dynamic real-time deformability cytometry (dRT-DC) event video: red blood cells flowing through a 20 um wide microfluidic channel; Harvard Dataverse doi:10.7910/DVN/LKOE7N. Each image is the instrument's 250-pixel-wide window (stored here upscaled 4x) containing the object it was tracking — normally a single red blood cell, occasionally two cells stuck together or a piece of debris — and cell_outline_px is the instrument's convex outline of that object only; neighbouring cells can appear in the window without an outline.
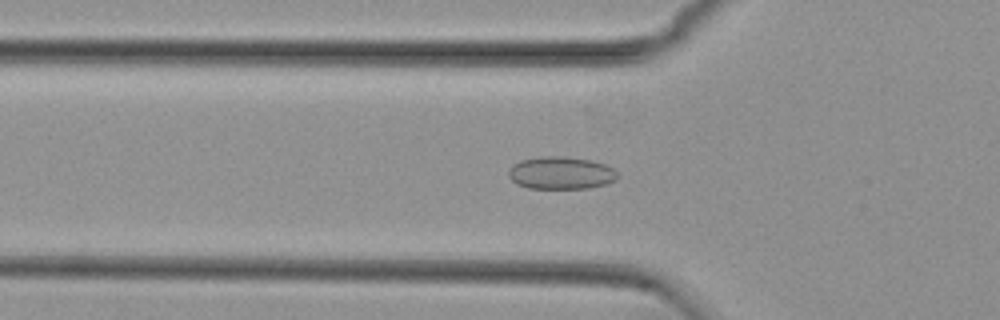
{"species": "common noctule bat (a hibernating species)", "species_latin": "Nyctalus noctula", "temperature_condition": "cold", "stored_images_in_passage": 53, "camera_frame_rate_fps": 3000, "um_per_image_px": 0.085, "animal": {"sex": "female", "body_mass_g": 29.2, "forearm_length_mm": 56.3}, "frame": {"image": 1, "passage_image": 17, "time_ms": 5.333, "image_size_px": [1000, 320], "cell_outline_px": [[620, 176], [616, 180], [604, 184], [588, 188], [528, 188], [516, 184], [508, 176], [508, 172], [512, 164], [520, 160], [540, 156], [564, 156], [592, 160], [604, 164], [612, 168]], "centroid_in_image_um": [47.66, 14.69], "position_along_channel_um": 78.1, "area_um2": 20.81}}
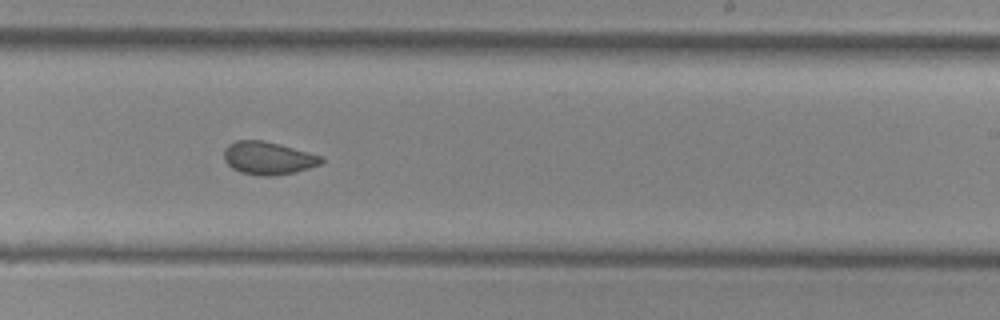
{"frame": {"image": 2, "passage_image": 32, "time_ms": 10.333, "image_size_px": [1000, 320], "cell_outline_px": [[324, 160], [320, 164], [296, 172], [276, 176], [260, 176], [240, 172], [232, 168], [224, 160], [224, 148], [228, 144], [236, 140], [264, 140], [280, 144], [308, 152], [320, 156]], "centroid_in_image_um": [22.76, 13.44], "position_along_channel_um": 266.2, "area_um2": 18.73}}
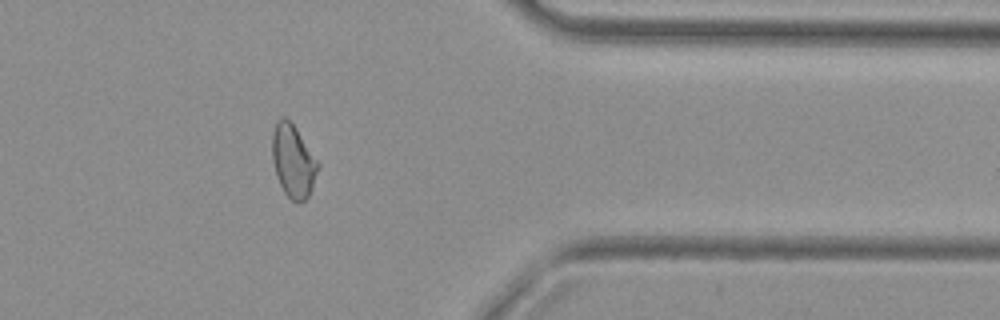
{"frame": {"image": 3, "passage_image": 43, "time_ms": 14.0, "image_size_px": [1000, 320], "cell_outline_px": [[320, 164], [312, 188], [308, 196], [300, 204], [292, 200], [284, 192], [276, 176], [272, 160], [272, 132], [276, 120], [280, 116], [284, 116], [296, 128]], "centroid_in_image_um": [24.9, 13.68], "position_along_channel_um": 386.5, "area_um2": 19.48}, "authors_computed_cell_mechanics": {"area_um2": 19.7676, "velocity_mm_per_s": 3.7521, "shape_relaxation_time_tau1_ms": null, "shape_relaxation_time_tau2_ms": 1.4356, "deformation_change_tau1": null, "deformation_change_tau2": 0.0569}}